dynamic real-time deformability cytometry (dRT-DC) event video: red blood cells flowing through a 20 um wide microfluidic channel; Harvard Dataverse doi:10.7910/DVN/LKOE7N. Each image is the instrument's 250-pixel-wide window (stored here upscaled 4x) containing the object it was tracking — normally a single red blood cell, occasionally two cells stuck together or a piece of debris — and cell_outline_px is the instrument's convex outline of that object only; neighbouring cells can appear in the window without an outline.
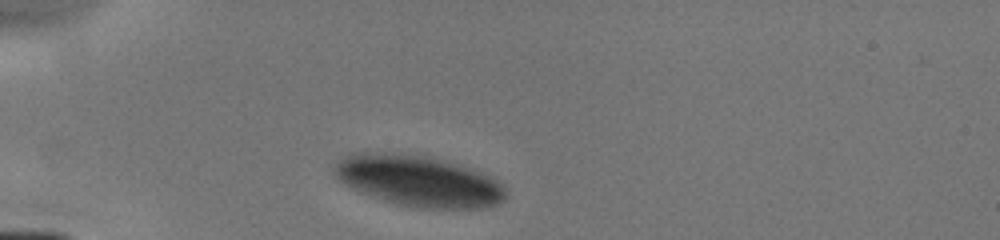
{"species": "human", "species_latin": "Homo sapiens", "temperature_condition": "cold", "stored_images_in_passage": 3, "camera_frame_rate_fps": 3000, "um_per_image_px": 0.085, "donor": {"sex": "male"}, "frame": {"image": 1, "passage_image": 1, "time_ms": 0.0, "image_size_px": [1000, 240], "cell_outline_px": [[508, 196], [500, 204], [484, 208], [420, 208], [396, 204], [360, 192], [344, 184], [332, 172], [332, 168], [340, 160], [352, 152], [376, 152], [424, 156], [440, 160], [480, 172], [496, 180], [504, 188]], "centroid_in_image_um": [35.55, 15.4], "position_along_channel_um": 49.4, "area_um2": 50.4}}
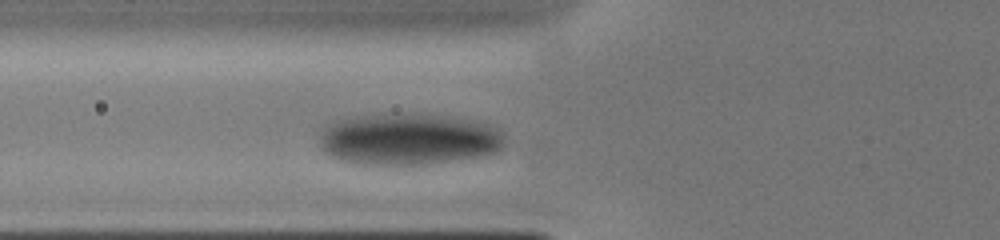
{"frame": {"image": 2, "passage_image": 3, "time_ms": 1.667, "image_size_px": [1000, 240], "cell_outline_px": [[508, 140], [496, 152], [480, 156], [456, 160], [428, 164], [364, 164], [340, 160], [324, 152], [320, 148], [320, 132], [324, 124], [332, 120], [364, 116], [444, 116], [468, 120], [488, 124], [504, 132]], "centroid_in_image_um": [34.72, 11.86], "position_along_channel_um": 91.1, "area_um2": 55.03}}